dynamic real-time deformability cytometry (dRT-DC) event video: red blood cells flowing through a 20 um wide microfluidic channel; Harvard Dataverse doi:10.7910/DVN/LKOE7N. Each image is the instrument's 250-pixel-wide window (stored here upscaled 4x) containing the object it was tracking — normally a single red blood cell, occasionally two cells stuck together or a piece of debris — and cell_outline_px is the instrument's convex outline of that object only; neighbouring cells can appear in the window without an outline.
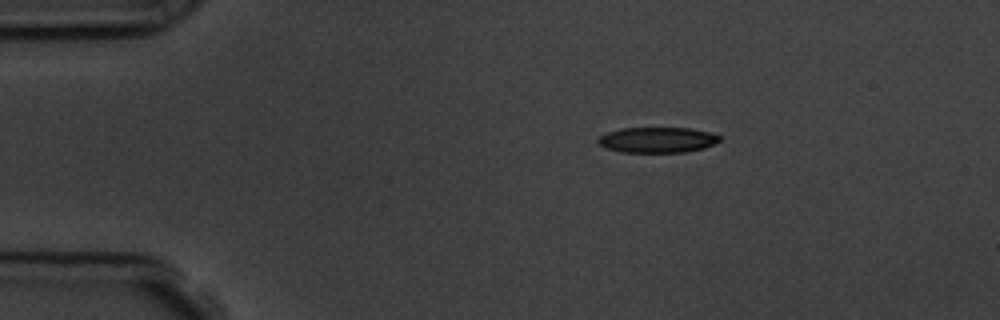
{"species": "common noctule bat (a hibernating species)", "species_latin": "Nyctalus noctula", "temperature_condition": "room temperature", "stored_images_in_passage": 13, "camera_frame_rate_fps": 3000, "um_per_image_px": 0.085, "animal": {"sex": "male", "body_mass_g": 19.5, "forearm_length_mm": 54.6}, "frame": {"image": 1, "passage_image": 1, "time_ms": 0.0, "image_size_px": [1000, 320], "cell_outline_px": [[720, 140], [704, 148], [684, 152], [620, 152], [604, 148], [596, 140], [600, 136], [608, 132], [620, 128], [688, 128], [712, 132], [720, 136]], "centroid_in_image_um": [55.85, 11.89], "position_along_channel_um": 29.1, "area_um2": 18.09}}
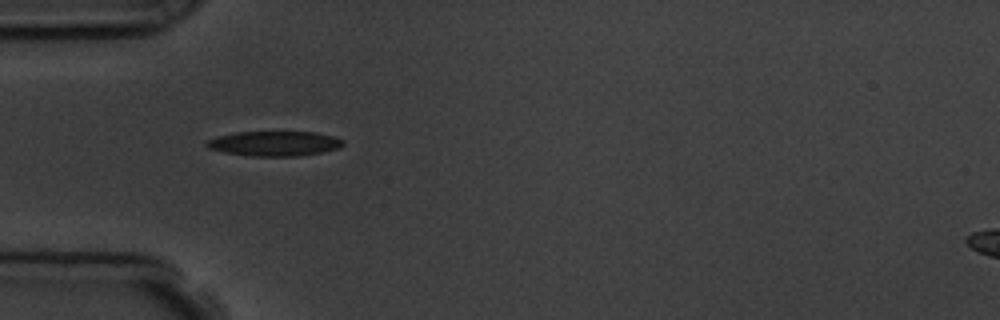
{"frame": {"image": 2, "passage_image": 3, "time_ms": 2.333, "image_size_px": [1000, 320], "cell_outline_px": [[344, 144], [340, 148], [300, 156], [252, 156], [224, 152], [208, 148], [204, 144], [208, 140], [216, 136], [236, 132], [316, 132], [332, 136], [344, 140]], "centroid_in_image_um": [23.32, 12.2], "position_along_channel_um": 61.7, "area_um2": 19.77}}
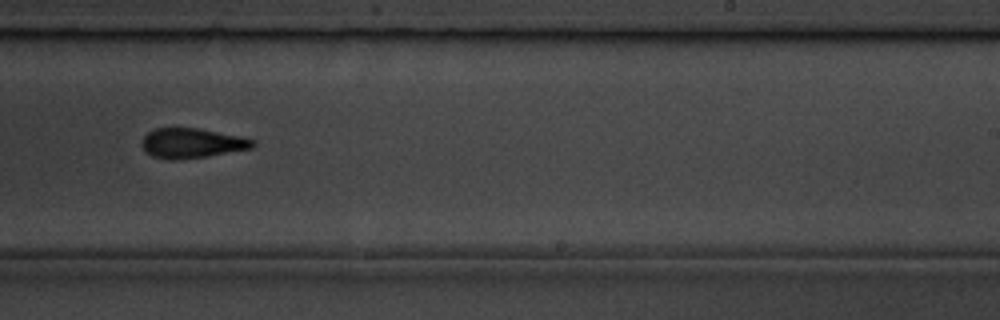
{"frame": {"image": 3, "passage_image": 8, "time_ms": 8.0, "image_size_px": [1000, 320], "cell_outline_px": [[256, 144], [252, 148], [208, 156], [180, 160], [168, 160], [152, 156], [144, 152], [140, 144], [144, 136], [148, 132], [156, 128], [196, 128], [244, 136], [256, 140]], "centroid_in_image_um": [16.31, 12.17], "position_along_channel_um": 272.7, "area_um2": 19.65}, "authors_computed_cell_mechanics": {"area_um2": 19.652, "velocity_mm_per_s": 3.7704, "shape_relaxation_time_tau1_ms": 3.0688, "shape_relaxation_time_tau2_ms": 2.2411, "deformation_change_tau1": 0.1322, "deformation_change_tau2": 0.0933}}